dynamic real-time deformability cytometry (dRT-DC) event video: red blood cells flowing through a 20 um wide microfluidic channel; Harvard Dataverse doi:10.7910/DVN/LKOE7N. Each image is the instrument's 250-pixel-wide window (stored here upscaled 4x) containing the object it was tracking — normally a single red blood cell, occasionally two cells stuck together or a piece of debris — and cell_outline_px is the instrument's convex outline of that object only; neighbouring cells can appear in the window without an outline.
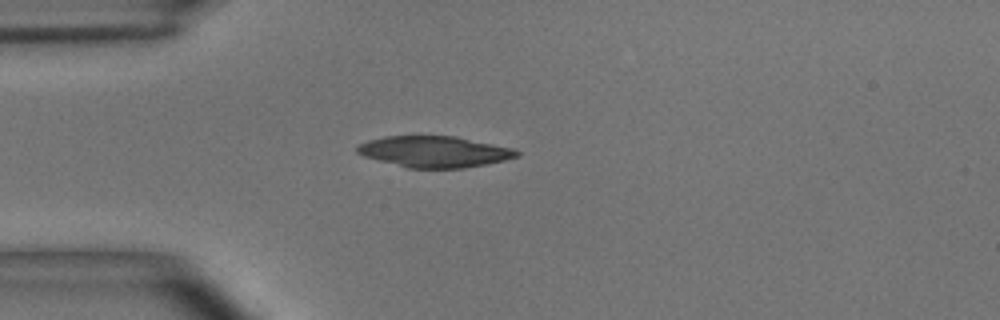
{"species": "common noctule bat (a hibernating species)", "species_latin": "Nyctalus noctula", "temperature_condition": "room temperature", "stored_images_in_passage": 4, "camera_frame_rate_fps": 3000, "um_per_image_px": 0.085, "animal": {"sex": "male", "body_mass_g": 15.6}, "frame": {"image": 1, "passage_image": 4, "time_ms": 1.0, "image_size_px": [1000, 320], "cell_outline_px": [[520, 156], [504, 160], [464, 168], [408, 168], [364, 156], [356, 152], [356, 148], [360, 144], [368, 140], [384, 136], [456, 136], [512, 148], [520, 152]], "centroid_in_image_um": [36.92, 12.89], "position_along_channel_um": 48.1, "area_um2": 28.78}}